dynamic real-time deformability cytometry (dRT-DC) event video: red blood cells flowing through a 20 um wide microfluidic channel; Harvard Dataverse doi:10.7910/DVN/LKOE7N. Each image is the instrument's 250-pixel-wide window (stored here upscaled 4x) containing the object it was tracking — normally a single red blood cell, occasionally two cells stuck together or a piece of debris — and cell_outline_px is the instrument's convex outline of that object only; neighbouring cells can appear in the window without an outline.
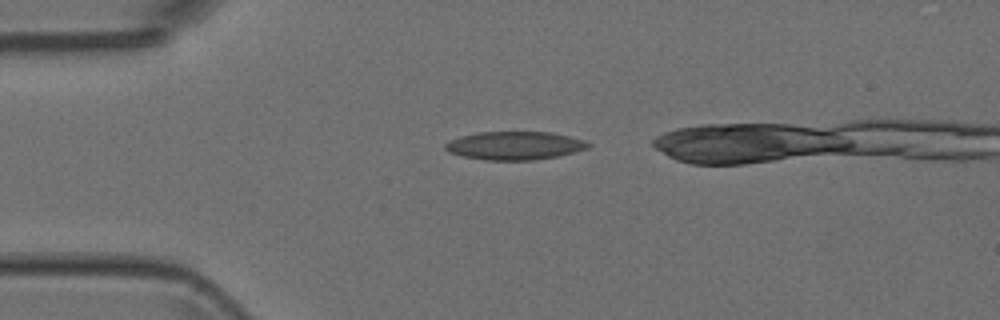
{"species": "Egyptian fruit bat (a non-hibernating species)", "species_latin": "Rousettus aegyptiacus", "temperature_condition": "room temperature", "stored_images_in_passage": 4, "camera_frame_rate_fps": 3000, "um_per_image_px": 0.085, "animal": {"sex": "female"}, "frame": {"image": 1, "passage_image": 1, "time_ms": 0.0, "image_size_px": [1000, 320], "cell_outline_px": [[592, 144], [588, 148], [560, 156], [532, 160], [488, 160], [464, 156], [448, 152], [444, 148], [444, 144], [460, 136], [476, 132], [552, 132], [584, 140]], "centroid_in_image_um": [43.76, 12.37], "position_along_channel_um": 41.2, "area_um2": 23.52}}
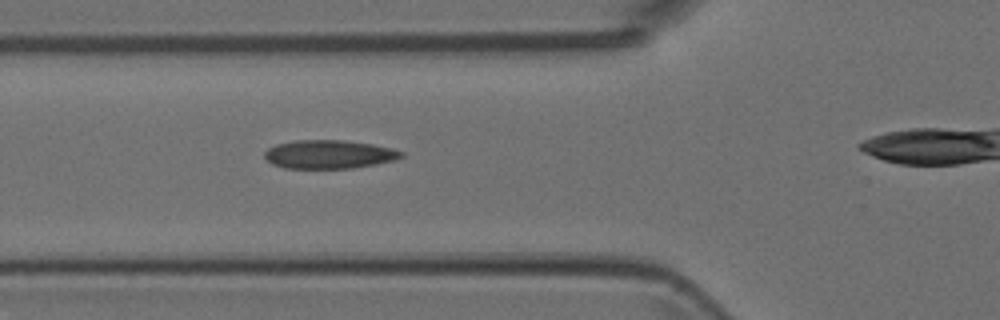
{"frame": {"image": 2, "passage_image": 3, "time_ms": 0.667, "image_size_px": [1000, 320], "cell_outline_px": [[404, 156], [396, 160], [376, 164], [352, 168], [284, 168], [272, 164], [264, 156], [264, 152], [268, 148], [276, 144], [296, 140], [344, 140], [372, 144], [392, 148], [404, 152]], "centroid_in_image_um": [27.98, 13.11], "position_along_channel_um": 97.8, "area_um2": 22.83}}